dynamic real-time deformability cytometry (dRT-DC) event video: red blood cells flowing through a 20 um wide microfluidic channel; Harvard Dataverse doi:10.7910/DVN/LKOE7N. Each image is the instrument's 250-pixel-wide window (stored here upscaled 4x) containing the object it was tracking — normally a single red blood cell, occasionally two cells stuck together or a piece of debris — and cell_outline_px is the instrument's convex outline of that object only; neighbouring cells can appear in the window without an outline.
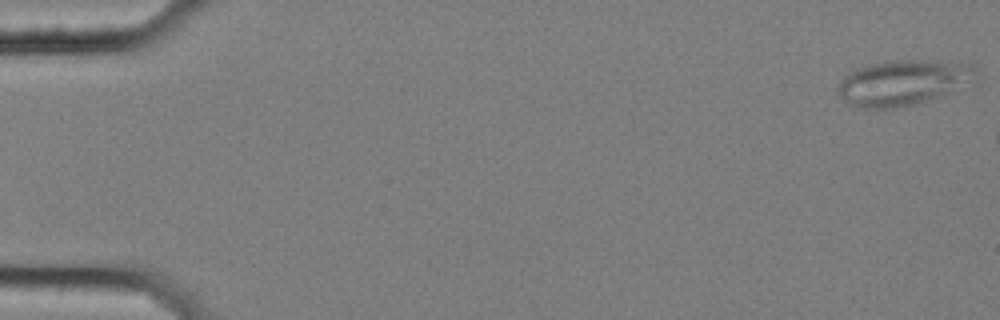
{"species": "common noctule bat (a hibernating species)", "species_latin": "Nyctalus noctula", "temperature_condition": "cold", "stored_images_in_passage": 9, "camera_frame_rate_fps": 3000, "um_per_image_px": 0.085, "animal": {"sex": "female", "body_mass_g": 25.1}, "frame": {"image": 1, "passage_image": 1, "time_ms": 0.0, "image_size_px": [1000, 320], "cell_outline_px": [[976, 64], [972, 68], [936, 96], [908, 104], [892, 108], [864, 108], [852, 104], [840, 96], [840, 80], [844, 76], [856, 68], [888, 60], [924, 60]], "centroid_in_image_um": [76.44, 6.98], "position_along_channel_um": 8.6, "area_um2": 33.23}}